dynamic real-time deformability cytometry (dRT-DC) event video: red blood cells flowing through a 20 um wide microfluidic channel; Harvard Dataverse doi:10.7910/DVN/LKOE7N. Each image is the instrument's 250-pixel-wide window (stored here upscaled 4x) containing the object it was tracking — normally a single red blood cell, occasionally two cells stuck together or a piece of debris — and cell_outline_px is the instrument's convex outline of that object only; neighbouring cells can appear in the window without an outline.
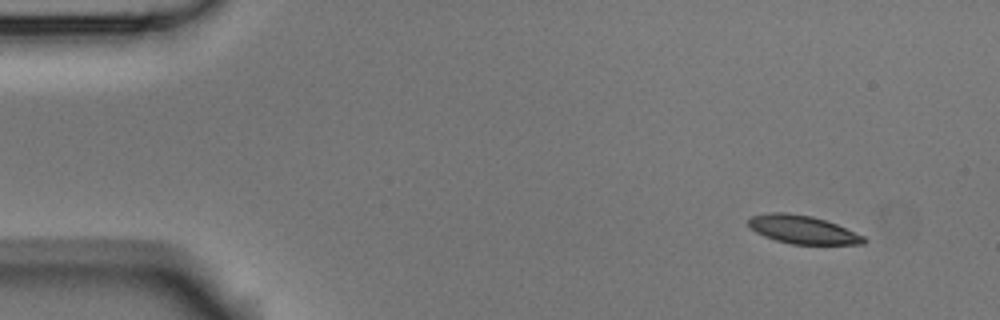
{"species": "Egyptian fruit bat (a non-hibernating species)", "species_latin": "Rousettus aegyptiacus", "temperature_condition": "room temperature", "stored_images_in_passage": 4, "camera_frame_rate_fps": 3000, "um_per_image_px": 0.085, "animal": {"sex": "male"}, "frame": {"image": 1, "passage_image": 1, "time_ms": 0.0, "image_size_px": [1000, 320], "cell_outline_px": [[868, 240], [864, 244], [792, 244], [776, 240], [764, 236], [756, 232], [748, 224], [748, 220], [752, 216], [768, 212], [788, 212], [812, 216], [836, 224], [864, 236]], "centroid_in_image_um": [68.23, 19.51], "position_along_channel_um": 16.8, "area_um2": 18.9}}